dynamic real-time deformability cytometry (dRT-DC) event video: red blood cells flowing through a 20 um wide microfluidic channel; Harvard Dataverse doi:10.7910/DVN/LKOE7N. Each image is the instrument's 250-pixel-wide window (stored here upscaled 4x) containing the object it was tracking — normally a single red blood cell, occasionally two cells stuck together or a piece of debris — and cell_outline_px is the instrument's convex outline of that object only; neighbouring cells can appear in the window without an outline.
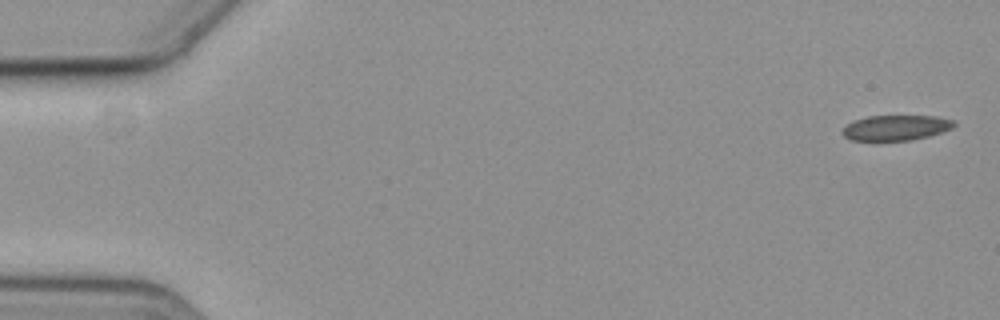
{"species": "common noctule bat (a hibernating species)", "species_latin": "Nyctalus noctula", "temperature_condition": "cold", "stored_images_in_passage": 8, "camera_frame_rate_fps": 3000, "um_per_image_px": 0.085, "animal": {"sex": "female", "body_mass_g": 19.3, "forearm_length_mm": 54.1}, "frame": {"image": 1, "passage_image": 1, "time_ms": 0.0, "image_size_px": [1000, 320], "cell_outline_px": [[956, 124], [952, 128], [944, 132], [912, 140], [852, 140], [844, 136], [840, 132], [848, 124], [856, 120], [868, 116], [936, 116], [956, 120]], "centroid_in_image_um": [76.21, 10.85], "position_along_channel_um": 8.8, "area_um2": 16.42}}
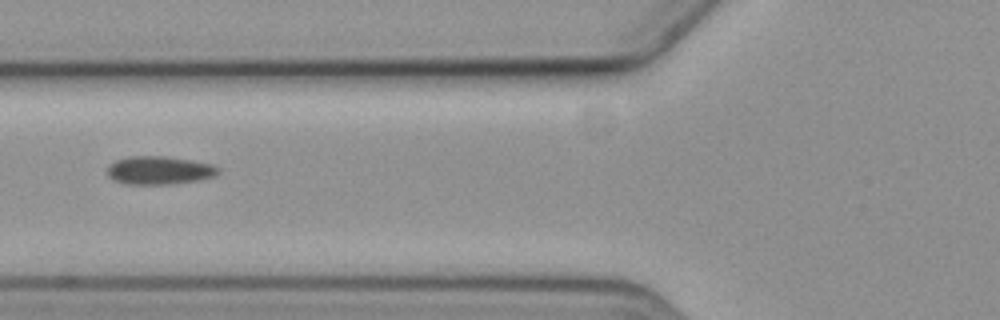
{"frame": {"image": 2, "passage_image": 6, "time_ms": 7.0, "image_size_px": [1000, 320], "cell_outline_px": [[220, 172], [216, 176], [196, 180], [164, 184], [128, 184], [112, 180], [108, 176], [108, 164], [116, 160], [128, 156], [164, 156], [192, 160], [212, 164], [220, 168]], "centroid_in_image_um": [13.53, 14.46], "position_along_channel_um": 112.3, "area_um2": 18.26}}
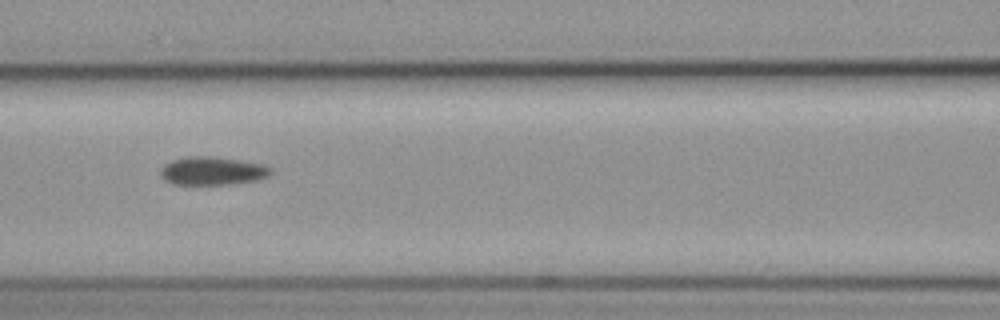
{"frame": {"image": 3, "passage_image": 7, "time_ms": 8.0, "image_size_px": [1000, 320], "cell_outline_px": [[272, 172], [268, 176], [256, 180], [228, 184], [172, 184], [164, 180], [160, 172], [160, 168], [164, 164], [172, 160], [184, 156], [216, 156], [264, 164], [272, 168]], "centroid_in_image_um": [18.04, 14.51], "position_along_channel_um": 148.6, "area_um2": 18.32}}